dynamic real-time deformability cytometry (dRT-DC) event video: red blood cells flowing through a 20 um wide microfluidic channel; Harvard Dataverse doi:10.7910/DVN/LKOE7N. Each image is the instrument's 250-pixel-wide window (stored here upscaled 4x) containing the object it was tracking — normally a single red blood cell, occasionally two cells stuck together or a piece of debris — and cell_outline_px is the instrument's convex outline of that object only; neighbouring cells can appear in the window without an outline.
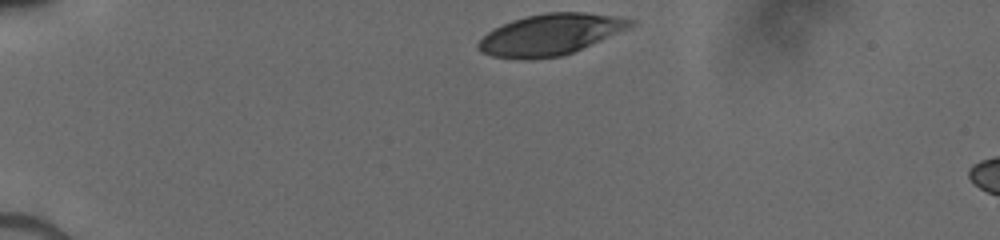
{"species": "human", "species_latin": "Homo sapiens", "temperature_condition": "cold", "stored_images_in_passage": 33, "camera_frame_rate_fps": 3000, "um_per_image_px": 0.085, "donor": {"sex": "male"}, "frame": {"image": 1, "passage_image": 1, "time_ms": 0.0, "image_size_px": [1000, 240], "cell_outline_px": [[636, 24], [628, 28], [572, 52], [560, 56], [532, 60], [520, 60], [492, 56], [480, 52], [476, 48], [476, 44], [488, 32], [512, 20], [528, 16], [548, 12], [584, 12], [616, 16], [636, 20]], "centroid_in_image_um": [46.75, 2.95], "position_along_channel_um": 38.2, "area_um2": 36.3}}
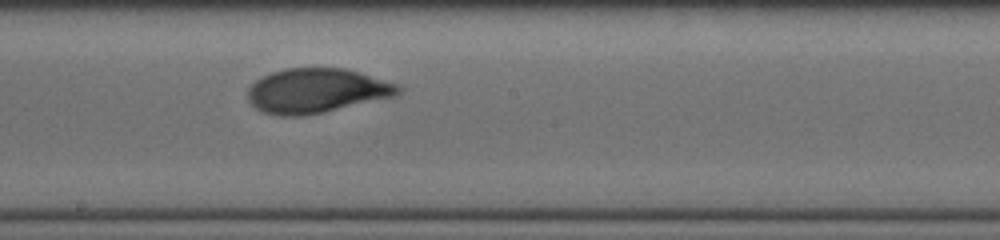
{"frame": {"image": 2, "passage_image": 19, "time_ms": 6.0, "image_size_px": [1000, 240], "cell_outline_px": [[404, 92], [400, 96], [324, 112], [304, 116], [280, 116], [264, 112], [256, 108], [248, 100], [248, 88], [256, 80], [272, 72], [284, 68], [344, 68], [400, 84], [404, 88]], "centroid_in_image_um": [26.99, 7.72], "position_along_channel_um": 221.2, "area_um2": 39.54}}
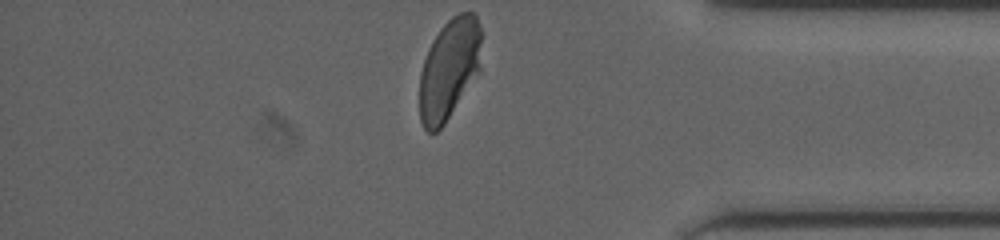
{"frame": {"image": 3, "passage_image": 33, "time_ms": 10.667, "image_size_px": [1000, 240], "cell_outline_px": [[480, 72], [444, 124], [436, 132], [428, 132], [424, 128], [420, 120], [420, 72], [428, 48], [432, 40], [440, 28], [452, 16], [460, 12], [472, 12], [476, 16], [480, 28]], "centroid_in_image_um": [38.17, 5.87], "position_along_channel_um": 397.0, "area_um2": 36.36}}